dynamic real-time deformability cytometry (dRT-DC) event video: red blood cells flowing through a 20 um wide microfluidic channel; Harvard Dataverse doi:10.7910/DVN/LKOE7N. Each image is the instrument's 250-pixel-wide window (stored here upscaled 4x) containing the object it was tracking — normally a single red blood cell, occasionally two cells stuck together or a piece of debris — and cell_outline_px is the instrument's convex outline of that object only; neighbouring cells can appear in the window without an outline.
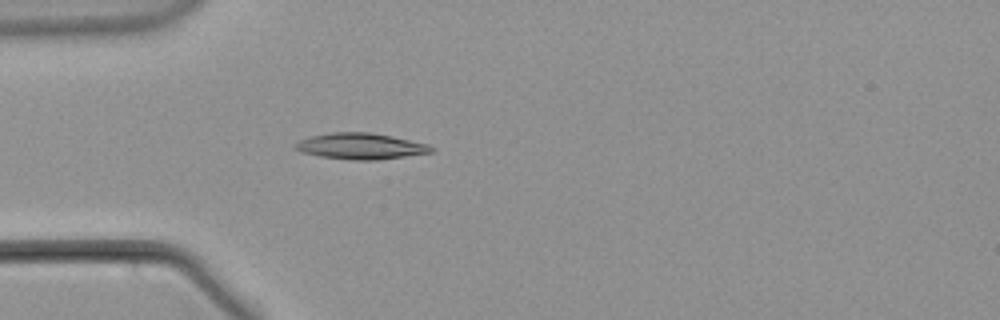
{"species": "common noctule bat (a hibernating species)", "species_latin": "Nyctalus noctula", "temperature_condition": "warm", "stored_images_in_passage": 41, "camera_frame_rate_fps": 3000, "um_per_image_px": 0.085, "animal": {"sex": "male", "body_mass_g": 21.5, "forearm_length_mm": 52.0}, "frame": {"image": 1, "passage_image": 1, "time_ms": 0.0, "image_size_px": [1000, 320], "cell_outline_px": [[436, 148], [432, 152], [376, 160], [352, 160], [320, 156], [300, 152], [292, 144], [300, 140], [312, 136], [332, 132], [368, 132], [392, 136], [428, 144]], "centroid_in_image_um": [30.65, 12.42], "position_along_channel_um": 54.4, "area_um2": 20.58}}
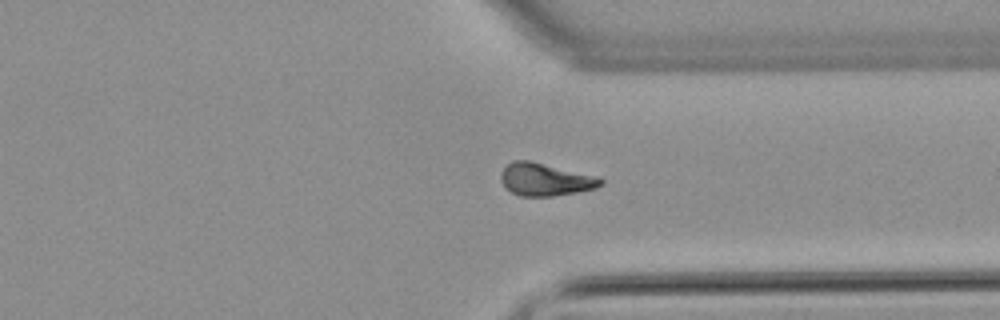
{"frame": {"image": 2, "passage_image": 27, "time_ms": 8.667, "image_size_px": [1000, 320], "cell_outline_px": [[604, 184], [596, 188], [576, 192], [552, 196], [520, 196], [504, 188], [500, 180], [500, 172], [512, 160], [528, 160], [600, 176], [604, 180]], "centroid_in_image_um": [46.36, 15.25], "position_along_channel_um": 365.0, "area_um2": 19.25}}
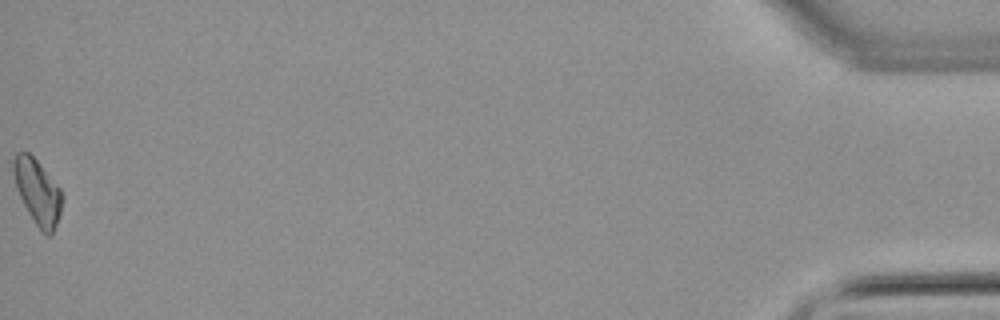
{"frame": {"image": 3, "passage_image": 41, "time_ms": 13.333, "image_size_px": [1000, 320], "cell_outline_px": [[64, 196], [60, 212], [52, 236], [44, 236], [40, 232], [28, 212], [16, 188], [12, 168], [12, 160], [16, 152], [28, 152], [36, 160], [60, 188]], "centroid_in_image_um": [3.19, 16.34], "position_along_channel_um": 432.0, "area_um2": 18.55}}